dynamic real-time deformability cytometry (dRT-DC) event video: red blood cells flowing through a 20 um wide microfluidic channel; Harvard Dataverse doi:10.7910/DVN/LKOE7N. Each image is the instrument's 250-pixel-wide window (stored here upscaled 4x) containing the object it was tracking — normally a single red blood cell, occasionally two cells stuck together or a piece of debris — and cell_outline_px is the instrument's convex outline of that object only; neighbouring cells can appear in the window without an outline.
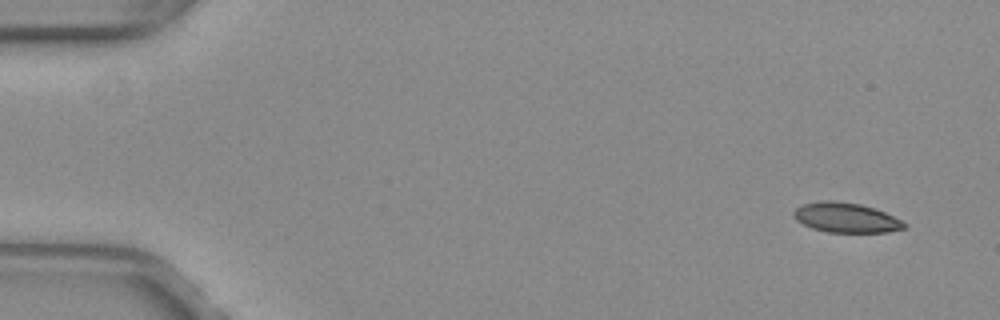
{"species": "common noctule bat (a hibernating species)", "species_latin": "Nyctalus noctula", "temperature_condition": "warm", "stored_images_in_passage": 8, "camera_frame_rate_fps": 3000, "um_per_image_px": 0.085, "animal": {"sex": "female", "body_mass_g": 29.2, "forearm_length_mm": 56.3}, "frame": {"image": 1, "passage_image": 1, "time_ms": 0.0, "image_size_px": [1000, 320], "cell_outline_px": [[908, 228], [888, 232], [828, 232], [812, 228], [796, 220], [792, 216], [792, 212], [800, 204], [824, 200], [832, 200], [860, 204], [884, 212], [908, 224]], "centroid_in_image_um": [71.89, 18.5], "position_along_channel_um": 13.1, "area_um2": 19.25}}